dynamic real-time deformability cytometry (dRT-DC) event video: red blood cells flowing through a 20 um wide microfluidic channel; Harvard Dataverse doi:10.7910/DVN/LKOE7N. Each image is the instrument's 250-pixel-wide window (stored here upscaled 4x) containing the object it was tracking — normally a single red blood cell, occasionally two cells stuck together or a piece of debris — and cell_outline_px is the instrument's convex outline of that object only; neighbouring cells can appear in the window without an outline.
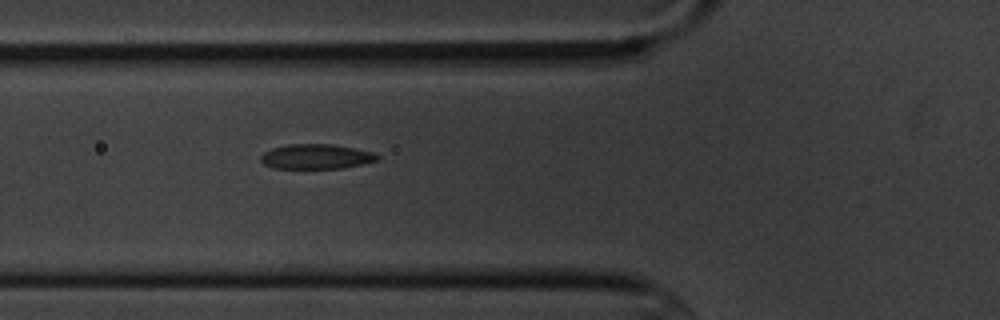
{"species": "common noctule bat (a hibernating species)", "species_latin": "Nyctalus noctula", "temperature_condition": "cold", "stored_images_in_passage": 6, "camera_frame_rate_fps": 3000, "um_per_image_px": 0.085, "animal": {"sex": "male", "body_mass_g": 20.1, "forearm_length_mm": 53.5}, "frame": {"image": 1, "passage_image": 6, "time_ms": 6.667, "image_size_px": [1000, 320], "cell_outline_px": [[380, 160], [340, 168], [272, 168], [264, 164], [260, 160], [260, 156], [264, 152], [272, 148], [288, 144], [332, 144], [372, 152], [380, 156]], "centroid_in_image_um": [26.84, 13.3], "position_along_channel_um": 99.0, "area_um2": 16.76}}